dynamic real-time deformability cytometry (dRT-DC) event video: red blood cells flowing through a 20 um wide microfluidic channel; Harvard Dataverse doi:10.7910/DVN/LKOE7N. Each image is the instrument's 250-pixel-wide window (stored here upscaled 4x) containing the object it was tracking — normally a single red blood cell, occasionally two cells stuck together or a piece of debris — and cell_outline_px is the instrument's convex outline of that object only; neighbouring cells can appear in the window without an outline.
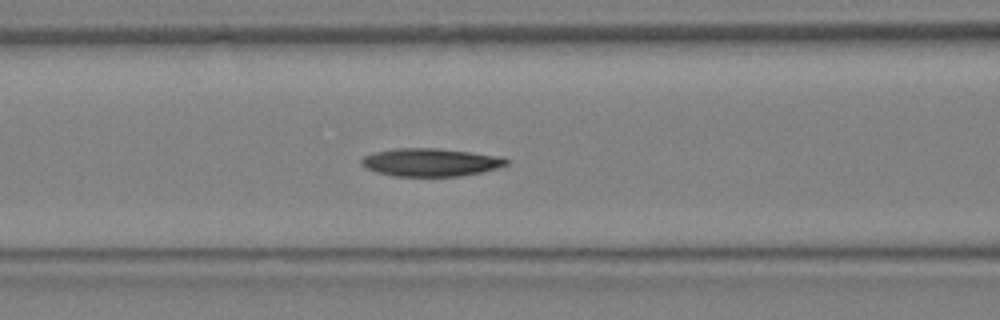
{"species": "Egyptian fruit bat (a non-hibernating species)", "species_latin": "Rousettus aegyptiacus", "temperature_condition": "warm", "stored_images_in_passage": 14, "camera_frame_rate_fps": 3000, "um_per_image_px": 0.085, "animal": {"sex": "female"}, "frame": {"image": 1, "passage_image": 12, "time_ms": 3.667, "image_size_px": [1000, 320], "cell_outline_px": [[508, 164], [496, 168], [480, 172], [460, 176], [396, 176], [376, 172], [360, 164], [360, 160], [364, 156], [376, 152], [396, 148], [436, 148], [468, 152], [492, 156], [508, 160]], "centroid_in_image_um": [36.53, 13.8], "position_along_channel_um": 130.1, "area_um2": 23.12}}
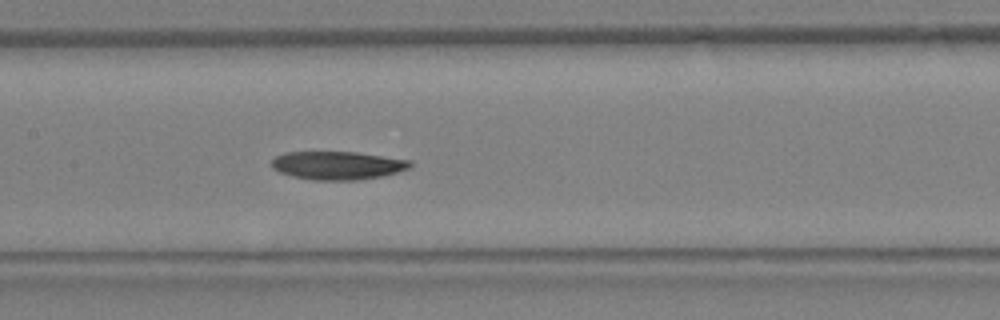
{"frame": {"image": 2, "passage_image": 14, "time_ms": 4.333, "image_size_px": [1000, 320], "cell_outline_px": [[412, 164], [408, 168], [396, 172], [380, 176], [356, 180], [312, 180], [292, 176], [280, 172], [272, 168], [272, 160], [276, 156], [284, 152], [356, 152], [412, 160]], "centroid_in_image_um": [28.67, 14.05], "position_along_channel_um": 178.7, "area_um2": 22.72}}